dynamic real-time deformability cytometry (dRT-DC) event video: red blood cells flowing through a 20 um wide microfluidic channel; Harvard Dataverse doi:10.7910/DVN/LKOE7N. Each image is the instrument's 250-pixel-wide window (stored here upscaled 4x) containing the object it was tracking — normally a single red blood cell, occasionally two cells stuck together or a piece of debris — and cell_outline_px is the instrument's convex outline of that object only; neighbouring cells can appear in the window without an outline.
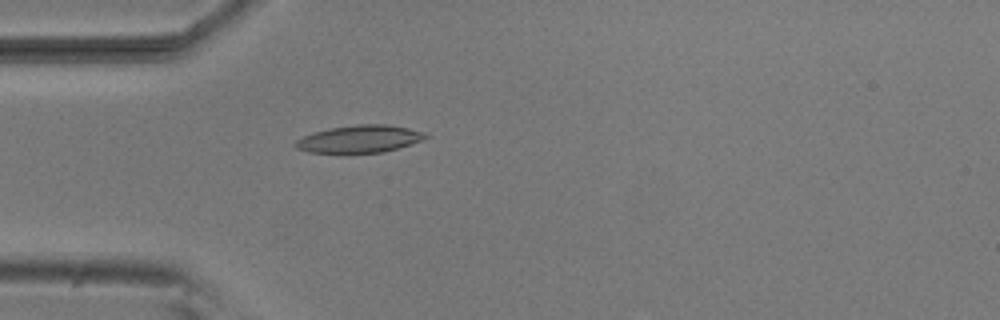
{"species": "common noctule bat (a hibernating species)", "species_latin": "Nyctalus noctula", "temperature_condition": "room temperature", "stored_images_in_passage": 34, "camera_frame_rate_fps": 3000, "um_per_image_px": 0.085, "animal": {"sex": "male", "body_mass_g": 20.5, "forearm_length_mm": 52.5}, "frame": {"image": 1, "passage_image": 4, "time_ms": 1.0, "image_size_px": [1000, 320], "cell_outline_px": [[428, 136], [420, 140], [384, 152], [340, 156], [308, 152], [296, 148], [292, 144], [296, 140], [312, 132], [332, 128], [356, 124], [388, 124], [408, 128], [424, 132]], "centroid_in_image_um": [30.45, 11.86], "position_along_channel_um": 54.6, "area_um2": 21.5}}
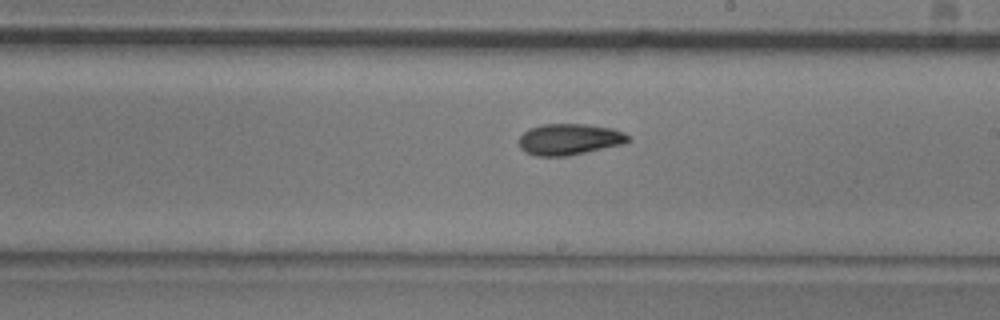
{"frame": {"image": 2, "passage_image": 19, "time_ms": 6.0, "image_size_px": [1000, 320], "cell_outline_px": [[628, 140], [624, 144], [564, 156], [536, 156], [524, 152], [520, 148], [520, 136], [528, 128], [544, 124], [584, 124], [612, 128], [624, 132], [628, 136]], "centroid_in_image_um": [48.36, 11.84], "position_along_channel_um": 240.6, "area_um2": 19.71}}
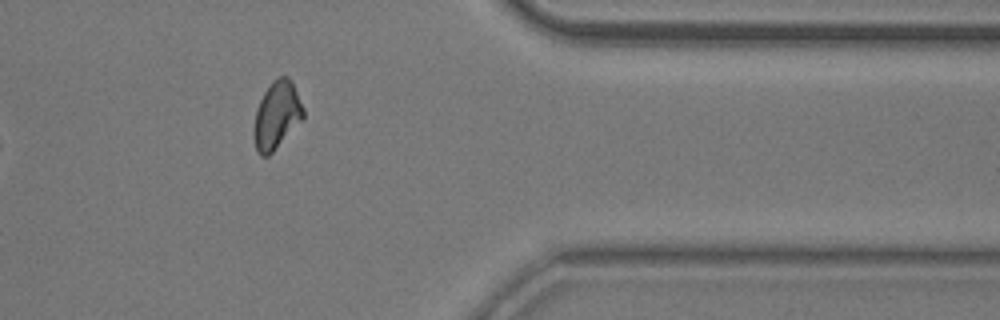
{"frame": {"image": 3, "passage_image": 32, "time_ms": 10.333, "image_size_px": [1000, 320], "cell_outline_px": [[304, 116], [272, 152], [268, 156], [260, 156], [256, 152], [252, 136], [252, 132], [256, 108], [264, 92], [272, 80], [276, 76], [288, 76], [292, 80], [304, 108]], "centroid_in_image_um": [23.48, 9.77], "position_along_channel_um": 387.9, "area_um2": 19.59}, "authors_computed_cell_mechanics": {"area_um2": 19.5942, "velocity_mm_per_s": 3.8116, "shape_relaxation_time_tau1_ms": 4.8431, "shape_relaxation_time_tau2_ms": 4.0817, "deformation_change_tau1": 0.1591, "deformation_change_tau2": 0.1104}}